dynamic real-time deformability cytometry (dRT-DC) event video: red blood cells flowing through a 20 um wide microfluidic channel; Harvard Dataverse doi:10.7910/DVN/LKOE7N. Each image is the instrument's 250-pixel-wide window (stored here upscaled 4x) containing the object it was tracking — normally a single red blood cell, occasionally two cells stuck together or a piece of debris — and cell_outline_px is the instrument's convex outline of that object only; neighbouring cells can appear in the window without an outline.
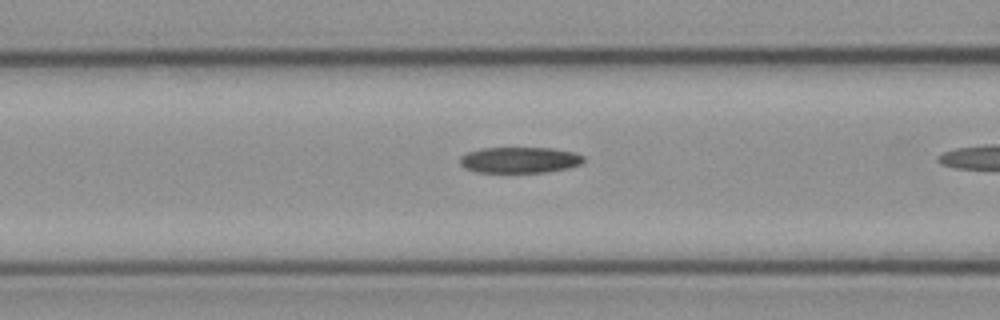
{"species": "common noctule bat (a hibernating species)", "species_latin": "Nyctalus noctula", "temperature_condition": "cold", "stored_images_in_passage": 38, "camera_frame_rate_fps": 3000, "um_per_image_px": 0.085, "animal": {"sex": "female", "body_mass_g": 21.9}, "frame": {"image": 1, "passage_image": 17, "time_ms": 5.333, "image_size_px": [1000, 320], "cell_outline_px": [[584, 160], [580, 164], [568, 168], [548, 172], [476, 172], [464, 168], [460, 164], [460, 156], [468, 152], [480, 148], [552, 148], [572, 152], [584, 156]], "centroid_in_image_um": [44.15, 13.6], "position_along_channel_um": 122.5, "area_um2": 18.73}}
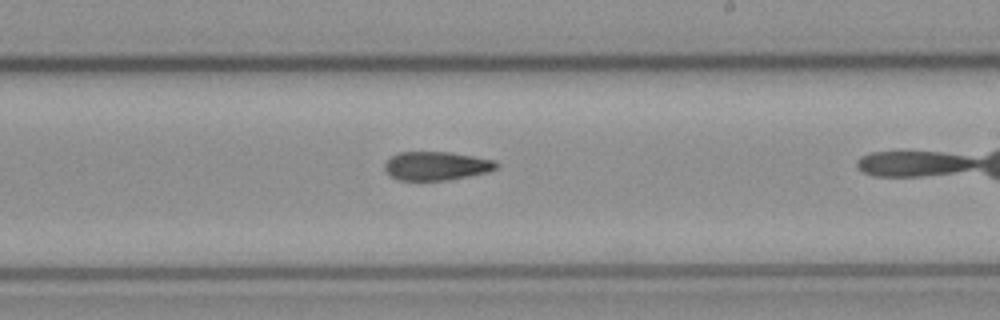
{"frame": {"image": 2, "passage_image": 27, "time_ms": 8.667, "image_size_px": [1000, 320], "cell_outline_px": [[500, 164], [496, 168], [488, 172], [448, 180], [396, 180], [388, 176], [384, 168], [384, 164], [392, 156], [400, 152], [452, 152], [496, 160]], "centroid_in_image_um": [37.09, 14.1], "position_along_channel_um": 251.9, "area_um2": 18.84}}
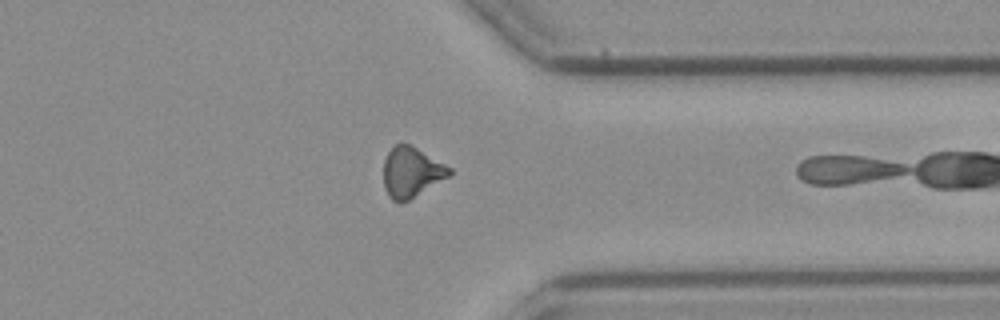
{"frame": {"image": 3, "passage_image": 37, "time_ms": 12.0, "image_size_px": [1000, 320], "cell_outline_px": [[452, 176], [408, 200], [400, 204], [392, 200], [388, 196], [384, 188], [384, 160], [388, 152], [396, 144], [408, 144], [416, 148], [452, 168]], "centroid_in_image_um": [34.98, 14.67], "position_along_channel_um": 376.4, "area_um2": 19.31}}